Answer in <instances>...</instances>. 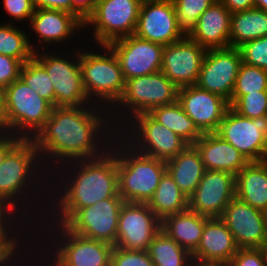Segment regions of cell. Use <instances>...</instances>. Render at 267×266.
Returning a JSON list of instances; mask_svg holds the SVG:
<instances>
[{
    "instance_id": "cell-9",
    "label": "cell",
    "mask_w": 267,
    "mask_h": 266,
    "mask_svg": "<svg viewBox=\"0 0 267 266\" xmlns=\"http://www.w3.org/2000/svg\"><path fill=\"white\" fill-rule=\"evenodd\" d=\"M122 198H108L78 209L63 225L86 238L104 241L113 246L117 240Z\"/></svg>"
},
{
    "instance_id": "cell-15",
    "label": "cell",
    "mask_w": 267,
    "mask_h": 266,
    "mask_svg": "<svg viewBox=\"0 0 267 266\" xmlns=\"http://www.w3.org/2000/svg\"><path fill=\"white\" fill-rule=\"evenodd\" d=\"M116 55L124 80L159 72L164 46L139 38L135 34L107 44Z\"/></svg>"
},
{
    "instance_id": "cell-14",
    "label": "cell",
    "mask_w": 267,
    "mask_h": 266,
    "mask_svg": "<svg viewBox=\"0 0 267 266\" xmlns=\"http://www.w3.org/2000/svg\"><path fill=\"white\" fill-rule=\"evenodd\" d=\"M161 230V220L147 203L124 202L121 207L114 246L130 250H147Z\"/></svg>"
},
{
    "instance_id": "cell-55",
    "label": "cell",
    "mask_w": 267,
    "mask_h": 266,
    "mask_svg": "<svg viewBox=\"0 0 267 266\" xmlns=\"http://www.w3.org/2000/svg\"><path fill=\"white\" fill-rule=\"evenodd\" d=\"M264 40L266 41V47H267V35L265 36Z\"/></svg>"
},
{
    "instance_id": "cell-41",
    "label": "cell",
    "mask_w": 267,
    "mask_h": 266,
    "mask_svg": "<svg viewBox=\"0 0 267 266\" xmlns=\"http://www.w3.org/2000/svg\"><path fill=\"white\" fill-rule=\"evenodd\" d=\"M22 66L20 60L0 54V86L6 88L19 79Z\"/></svg>"
},
{
    "instance_id": "cell-22",
    "label": "cell",
    "mask_w": 267,
    "mask_h": 266,
    "mask_svg": "<svg viewBox=\"0 0 267 266\" xmlns=\"http://www.w3.org/2000/svg\"><path fill=\"white\" fill-rule=\"evenodd\" d=\"M238 249L224 221L221 218H209L200 243L191 254L193 265H227Z\"/></svg>"
},
{
    "instance_id": "cell-5",
    "label": "cell",
    "mask_w": 267,
    "mask_h": 266,
    "mask_svg": "<svg viewBox=\"0 0 267 266\" xmlns=\"http://www.w3.org/2000/svg\"><path fill=\"white\" fill-rule=\"evenodd\" d=\"M103 47V55L79 52L82 80L89 99L95 96L116 105L124 92L125 80L116 55L107 45Z\"/></svg>"
},
{
    "instance_id": "cell-35",
    "label": "cell",
    "mask_w": 267,
    "mask_h": 266,
    "mask_svg": "<svg viewBox=\"0 0 267 266\" xmlns=\"http://www.w3.org/2000/svg\"><path fill=\"white\" fill-rule=\"evenodd\" d=\"M216 0H173L176 24L185 37L194 31L200 15Z\"/></svg>"
},
{
    "instance_id": "cell-53",
    "label": "cell",
    "mask_w": 267,
    "mask_h": 266,
    "mask_svg": "<svg viewBox=\"0 0 267 266\" xmlns=\"http://www.w3.org/2000/svg\"><path fill=\"white\" fill-rule=\"evenodd\" d=\"M194 266H228V265H218V264H215V265H194Z\"/></svg>"
},
{
    "instance_id": "cell-1",
    "label": "cell",
    "mask_w": 267,
    "mask_h": 266,
    "mask_svg": "<svg viewBox=\"0 0 267 266\" xmlns=\"http://www.w3.org/2000/svg\"><path fill=\"white\" fill-rule=\"evenodd\" d=\"M105 121L106 118L103 120L85 106L53 107L50 117L31 140L39 155L45 152L44 156L50 160L60 158L66 165L67 161H73L71 165L75 166L76 160L94 159L104 154L98 146L102 142L101 133H106L101 131Z\"/></svg>"
},
{
    "instance_id": "cell-40",
    "label": "cell",
    "mask_w": 267,
    "mask_h": 266,
    "mask_svg": "<svg viewBox=\"0 0 267 266\" xmlns=\"http://www.w3.org/2000/svg\"><path fill=\"white\" fill-rule=\"evenodd\" d=\"M228 266H267L263 248H239Z\"/></svg>"
},
{
    "instance_id": "cell-19",
    "label": "cell",
    "mask_w": 267,
    "mask_h": 266,
    "mask_svg": "<svg viewBox=\"0 0 267 266\" xmlns=\"http://www.w3.org/2000/svg\"><path fill=\"white\" fill-rule=\"evenodd\" d=\"M239 248H263L267 241L265 211L235 197L220 217Z\"/></svg>"
},
{
    "instance_id": "cell-39",
    "label": "cell",
    "mask_w": 267,
    "mask_h": 266,
    "mask_svg": "<svg viewBox=\"0 0 267 266\" xmlns=\"http://www.w3.org/2000/svg\"><path fill=\"white\" fill-rule=\"evenodd\" d=\"M239 50L244 64L267 70V47L264 38L246 42Z\"/></svg>"
},
{
    "instance_id": "cell-28",
    "label": "cell",
    "mask_w": 267,
    "mask_h": 266,
    "mask_svg": "<svg viewBox=\"0 0 267 266\" xmlns=\"http://www.w3.org/2000/svg\"><path fill=\"white\" fill-rule=\"evenodd\" d=\"M166 166L168 173L188 198L196 190L205 172L201 155L194 145H188L166 161Z\"/></svg>"
},
{
    "instance_id": "cell-43",
    "label": "cell",
    "mask_w": 267,
    "mask_h": 266,
    "mask_svg": "<svg viewBox=\"0 0 267 266\" xmlns=\"http://www.w3.org/2000/svg\"><path fill=\"white\" fill-rule=\"evenodd\" d=\"M13 213H14L13 209H11L7 204H5L2 201H0V240H18V239H16V237L13 238V237L10 236L11 235V230H12L10 228H13V224L10 223L8 221V219L9 220L14 219ZM10 215H12V216L10 217ZM9 224L12 225V226H10ZM5 225H7V226H5ZM9 226H10V228H9Z\"/></svg>"
},
{
    "instance_id": "cell-20",
    "label": "cell",
    "mask_w": 267,
    "mask_h": 266,
    "mask_svg": "<svg viewBox=\"0 0 267 266\" xmlns=\"http://www.w3.org/2000/svg\"><path fill=\"white\" fill-rule=\"evenodd\" d=\"M178 102L202 133L217 132L229 102L196 85L179 88Z\"/></svg>"
},
{
    "instance_id": "cell-49",
    "label": "cell",
    "mask_w": 267,
    "mask_h": 266,
    "mask_svg": "<svg viewBox=\"0 0 267 266\" xmlns=\"http://www.w3.org/2000/svg\"><path fill=\"white\" fill-rule=\"evenodd\" d=\"M5 130V88L0 86V131Z\"/></svg>"
},
{
    "instance_id": "cell-45",
    "label": "cell",
    "mask_w": 267,
    "mask_h": 266,
    "mask_svg": "<svg viewBox=\"0 0 267 266\" xmlns=\"http://www.w3.org/2000/svg\"><path fill=\"white\" fill-rule=\"evenodd\" d=\"M17 244V240H0V266H9V263L13 264L11 261L15 260L14 258L17 259L13 256L19 248ZM11 257L14 258L11 259Z\"/></svg>"
},
{
    "instance_id": "cell-12",
    "label": "cell",
    "mask_w": 267,
    "mask_h": 266,
    "mask_svg": "<svg viewBox=\"0 0 267 266\" xmlns=\"http://www.w3.org/2000/svg\"><path fill=\"white\" fill-rule=\"evenodd\" d=\"M242 56L239 48L207 49L196 86L231 103Z\"/></svg>"
},
{
    "instance_id": "cell-44",
    "label": "cell",
    "mask_w": 267,
    "mask_h": 266,
    "mask_svg": "<svg viewBox=\"0 0 267 266\" xmlns=\"http://www.w3.org/2000/svg\"><path fill=\"white\" fill-rule=\"evenodd\" d=\"M96 0H72V14L76 15L83 23L93 13Z\"/></svg>"
},
{
    "instance_id": "cell-34",
    "label": "cell",
    "mask_w": 267,
    "mask_h": 266,
    "mask_svg": "<svg viewBox=\"0 0 267 266\" xmlns=\"http://www.w3.org/2000/svg\"><path fill=\"white\" fill-rule=\"evenodd\" d=\"M19 78L55 107L53 84L45 68L34 57L23 64Z\"/></svg>"
},
{
    "instance_id": "cell-24",
    "label": "cell",
    "mask_w": 267,
    "mask_h": 266,
    "mask_svg": "<svg viewBox=\"0 0 267 266\" xmlns=\"http://www.w3.org/2000/svg\"><path fill=\"white\" fill-rule=\"evenodd\" d=\"M232 13L216 0L197 20L189 36L206 49L228 48Z\"/></svg>"
},
{
    "instance_id": "cell-2",
    "label": "cell",
    "mask_w": 267,
    "mask_h": 266,
    "mask_svg": "<svg viewBox=\"0 0 267 266\" xmlns=\"http://www.w3.org/2000/svg\"><path fill=\"white\" fill-rule=\"evenodd\" d=\"M111 148L107 150L112 153L104 149L102 156L77 161L80 166L74 169L78 170H74L75 175L72 179L69 178L71 181H67L69 185L64 184L69 187H64L66 191L60 193V199L57 197L55 205L60 209L59 214H55L59 217L55 223L59 219L60 224H64L78 209L89 207L103 199L122 198L118 193L117 158L115 149Z\"/></svg>"
},
{
    "instance_id": "cell-7",
    "label": "cell",
    "mask_w": 267,
    "mask_h": 266,
    "mask_svg": "<svg viewBox=\"0 0 267 266\" xmlns=\"http://www.w3.org/2000/svg\"><path fill=\"white\" fill-rule=\"evenodd\" d=\"M140 7V0H104L96 5L84 26L94 25V37L102 47L135 33Z\"/></svg>"
},
{
    "instance_id": "cell-47",
    "label": "cell",
    "mask_w": 267,
    "mask_h": 266,
    "mask_svg": "<svg viewBox=\"0 0 267 266\" xmlns=\"http://www.w3.org/2000/svg\"><path fill=\"white\" fill-rule=\"evenodd\" d=\"M5 134V135H4ZM22 140L20 137L0 131V164L6 155Z\"/></svg>"
},
{
    "instance_id": "cell-16",
    "label": "cell",
    "mask_w": 267,
    "mask_h": 266,
    "mask_svg": "<svg viewBox=\"0 0 267 266\" xmlns=\"http://www.w3.org/2000/svg\"><path fill=\"white\" fill-rule=\"evenodd\" d=\"M207 49L190 37L164 46L160 71L178 88L195 85Z\"/></svg>"
},
{
    "instance_id": "cell-50",
    "label": "cell",
    "mask_w": 267,
    "mask_h": 266,
    "mask_svg": "<svg viewBox=\"0 0 267 266\" xmlns=\"http://www.w3.org/2000/svg\"><path fill=\"white\" fill-rule=\"evenodd\" d=\"M254 7L267 12V0H253Z\"/></svg>"
},
{
    "instance_id": "cell-27",
    "label": "cell",
    "mask_w": 267,
    "mask_h": 266,
    "mask_svg": "<svg viewBox=\"0 0 267 266\" xmlns=\"http://www.w3.org/2000/svg\"><path fill=\"white\" fill-rule=\"evenodd\" d=\"M235 197L254 208L267 209V160L249 162L235 175Z\"/></svg>"
},
{
    "instance_id": "cell-48",
    "label": "cell",
    "mask_w": 267,
    "mask_h": 266,
    "mask_svg": "<svg viewBox=\"0 0 267 266\" xmlns=\"http://www.w3.org/2000/svg\"><path fill=\"white\" fill-rule=\"evenodd\" d=\"M224 6L233 14L254 7L253 0H220Z\"/></svg>"
},
{
    "instance_id": "cell-38",
    "label": "cell",
    "mask_w": 267,
    "mask_h": 266,
    "mask_svg": "<svg viewBox=\"0 0 267 266\" xmlns=\"http://www.w3.org/2000/svg\"><path fill=\"white\" fill-rule=\"evenodd\" d=\"M110 266H154L147 250H130L114 246Z\"/></svg>"
},
{
    "instance_id": "cell-25",
    "label": "cell",
    "mask_w": 267,
    "mask_h": 266,
    "mask_svg": "<svg viewBox=\"0 0 267 266\" xmlns=\"http://www.w3.org/2000/svg\"><path fill=\"white\" fill-rule=\"evenodd\" d=\"M30 25L44 43L65 41L72 37L76 28H84V23L74 14L63 10L35 9Z\"/></svg>"
},
{
    "instance_id": "cell-11",
    "label": "cell",
    "mask_w": 267,
    "mask_h": 266,
    "mask_svg": "<svg viewBox=\"0 0 267 266\" xmlns=\"http://www.w3.org/2000/svg\"><path fill=\"white\" fill-rule=\"evenodd\" d=\"M33 57L45 68L53 84L55 92V107H78L86 106L89 101L85 91L81 67L79 62V52L76 62L67 60L65 57L48 55V53L37 54Z\"/></svg>"
},
{
    "instance_id": "cell-52",
    "label": "cell",
    "mask_w": 267,
    "mask_h": 266,
    "mask_svg": "<svg viewBox=\"0 0 267 266\" xmlns=\"http://www.w3.org/2000/svg\"><path fill=\"white\" fill-rule=\"evenodd\" d=\"M263 249H264V252H265V255H266V259H267V241H266V244L264 245Z\"/></svg>"
},
{
    "instance_id": "cell-26",
    "label": "cell",
    "mask_w": 267,
    "mask_h": 266,
    "mask_svg": "<svg viewBox=\"0 0 267 266\" xmlns=\"http://www.w3.org/2000/svg\"><path fill=\"white\" fill-rule=\"evenodd\" d=\"M208 217L186 209L161 220V230L192 254L198 247Z\"/></svg>"
},
{
    "instance_id": "cell-30",
    "label": "cell",
    "mask_w": 267,
    "mask_h": 266,
    "mask_svg": "<svg viewBox=\"0 0 267 266\" xmlns=\"http://www.w3.org/2000/svg\"><path fill=\"white\" fill-rule=\"evenodd\" d=\"M148 114L160 124L174 131L189 145H193L203 135L178 101L155 107Z\"/></svg>"
},
{
    "instance_id": "cell-23",
    "label": "cell",
    "mask_w": 267,
    "mask_h": 266,
    "mask_svg": "<svg viewBox=\"0 0 267 266\" xmlns=\"http://www.w3.org/2000/svg\"><path fill=\"white\" fill-rule=\"evenodd\" d=\"M199 151L205 170L225 171L233 175L249 161L216 132L203 133L193 144Z\"/></svg>"
},
{
    "instance_id": "cell-36",
    "label": "cell",
    "mask_w": 267,
    "mask_h": 266,
    "mask_svg": "<svg viewBox=\"0 0 267 266\" xmlns=\"http://www.w3.org/2000/svg\"><path fill=\"white\" fill-rule=\"evenodd\" d=\"M267 91V70L241 63L232 95Z\"/></svg>"
},
{
    "instance_id": "cell-17",
    "label": "cell",
    "mask_w": 267,
    "mask_h": 266,
    "mask_svg": "<svg viewBox=\"0 0 267 266\" xmlns=\"http://www.w3.org/2000/svg\"><path fill=\"white\" fill-rule=\"evenodd\" d=\"M235 198V175L205 170L196 190L188 198V208L201 216L220 218Z\"/></svg>"
},
{
    "instance_id": "cell-54",
    "label": "cell",
    "mask_w": 267,
    "mask_h": 266,
    "mask_svg": "<svg viewBox=\"0 0 267 266\" xmlns=\"http://www.w3.org/2000/svg\"><path fill=\"white\" fill-rule=\"evenodd\" d=\"M104 0H96V5Z\"/></svg>"
},
{
    "instance_id": "cell-4",
    "label": "cell",
    "mask_w": 267,
    "mask_h": 266,
    "mask_svg": "<svg viewBox=\"0 0 267 266\" xmlns=\"http://www.w3.org/2000/svg\"><path fill=\"white\" fill-rule=\"evenodd\" d=\"M52 109L53 106L48 101L19 78L5 88L4 132L22 139H31L44 126Z\"/></svg>"
},
{
    "instance_id": "cell-10",
    "label": "cell",
    "mask_w": 267,
    "mask_h": 266,
    "mask_svg": "<svg viewBox=\"0 0 267 266\" xmlns=\"http://www.w3.org/2000/svg\"><path fill=\"white\" fill-rule=\"evenodd\" d=\"M179 88L161 71L125 80V88L116 104L128 106L134 117L151 109L178 101ZM130 107V108H129Z\"/></svg>"
},
{
    "instance_id": "cell-42",
    "label": "cell",
    "mask_w": 267,
    "mask_h": 266,
    "mask_svg": "<svg viewBox=\"0 0 267 266\" xmlns=\"http://www.w3.org/2000/svg\"><path fill=\"white\" fill-rule=\"evenodd\" d=\"M5 10L18 21L29 19L35 12L33 0H4Z\"/></svg>"
},
{
    "instance_id": "cell-3",
    "label": "cell",
    "mask_w": 267,
    "mask_h": 266,
    "mask_svg": "<svg viewBox=\"0 0 267 266\" xmlns=\"http://www.w3.org/2000/svg\"><path fill=\"white\" fill-rule=\"evenodd\" d=\"M124 145L127 146H118L115 148L117 152H114L117 158L118 193L125 202L148 203L167 171L166 161L139 153L131 144L128 147L129 143Z\"/></svg>"
},
{
    "instance_id": "cell-51",
    "label": "cell",
    "mask_w": 267,
    "mask_h": 266,
    "mask_svg": "<svg viewBox=\"0 0 267 266\" xmlns=\"http://www.w3.org/2000/svg\"><path fill=\"white\" fill-rule=\"evenodd\" d=\"M173 0H140L141 4H148V3H165L171 2Z\"/></svg>"
},
{
    "instance_id": "cell-31",
    "label": "cell",
    "mask_w": 267,
    "mask_h": 266,
    "mask_svg": "<svg viewBox=\"0 0 267 266\" xmlns=\"http://www.w3.org/2000/svg\"><path fill=\"white\" fill-rule=\"evenodd\" d=\"M147 204L155 215L162 220L168 215L188 209V197L166 171Z\"/></svg>"
},
{
    "instance_id": "cell-32",
    "label": "cell",
    "mask_w": 267,
    "mask_h": 266,
    "mask_svg": "<svg viewBox=\"0 0 267 266\" xmlns=\"http://www.w3.org/2000/svg\"><path fill=\"white\" fill-rule=\"evenodd\" d=\"M147 252L154 266H194L191 254L162 230L152 239Z\"/></svg>"
},
{
    "instance_id": "cell-33",
    "label": "cell",
    "mask_w": 267,
    "mask_h": 266,
    "mask_svg": "<svg viewBox=\"0 0 267 266\" xmlns=\"http://www.w3.org/2000/svg\"><path fill=\"white\" fill-rule=\"evenodd\" d=\"M27 35L11 23L0 25V54L20 60H30L37 50L28 41Z\"/></svg>"
},
{
    "instance_id": "cell-37",
    "label": "cell",
    "mask_w": 267,
    "mask_h": 266,
    "mask_svg": "<svg viewBox=\"0 0 267 266\" xmlns=\"http://www.w3.org/2000/svg\"><path fill=\"white\" fill-rule=\"evenodd\" d=\"M230 107L246 118L267 116V91L248 93L246 95H231Z\"/></svg>"
},
{
    "instance_id": "cell-13",
    "label": "cell",
    "mask_w": 267,
    "mask_h": 266,
    "mask_svg": "<svg viewBox=\"0 0 267 266\" xmlns=\"http://www.w3.org/2000/svg\"><path fill=\"white\" fill-rule=\"evenodd\" d=\"M134 119L135 122L132 125H136L132 126L131 129L136 134L135 137H129L131 141H136H133L134 144L129 138L125 141L128 143L129 140V143L133 145L132 148L139 153L168 161L189 145L174 131L154 120L148 113L137 114Z\"/></svg>"
},
{
    "instance_id": "cell-46",
    "label": "cell",
    "mask_w": 267,
    "mask_h": 266,
    "mask_svg": "<svg viewBox=\"0 0 267 266\" xmlns=\"http://www.w3.org/2000/svg\"><path fill=\"white\" fill-rule=\"evenodd\" d=\"M36 9L63 10L72 13V0H33Z\"/></svg>"
},
{
    "instance_id": "cell-6",
    "label": "cell",
    "mask_w": 267,
    "mask_h": 266,
    "mask_svg": "<svg viewBox=\"0 0 267 266\" xmlns=\"http://www.w3.org/2000/svg\"><path fill=\"white\" fill-rule=\"evenodd\" d=\"M39 157L34 142L31 139H22L0 164V201L7 204L14 212L17 209L15 204L21 202L18 196H22L23 191L30 189L28 187L30 183L33 185L34 180L40 177L39 174H36L38 178L32 174L38 172L37 169L35 171V168H38V161L44 159V156Z\"/></svg>"
},
{
    "instance_id": "cell-8",
    "label": "cell",
    "mask_w": 267,
    "mask_h": 266,
    "mask_svg": "<svg viewBox=\"0 0 267 266\" xmlns=\"http://www.w3.org/2000/svg\"><path fill=\"white\" fill-rule=\"evenodd\" d=\"M216 133L249 162L267 160V116L246 118L230 107Z\"/></svg>"
},
{
    "instance_id": "cell-21",
    "label": "cell",
    "mask_w": 267,
    "mask_h": 266,
    "mask_svg": "<svg viewBox=\"0 0 267 266\" xmlns=\"http://www.w3.org/2000/svg\"><path fill=\"white\" fill-rule=\"evenodd\" d=\"M134 34L162 46L182 39L184 36L176 24L173 1L141 4Z\"/></svg>"
},
{
    "instance_id": "cell-29",
    "label": "cell",
    "mask_w": 267,
    "mask_h": 266,
    "mask_svg": "<svg viewBox=\"0 0 267 266\" xmlns=\"http://www.w3.org/2000/svg\"><path fill=\"white\" fill-rule=\"evenodd\" d=\"M267 35V12L253 7L231 15L230 47L239 48L244 43L265 38Z\"/></svg>"
},
{
    "instance_id": "cell-18",
    "label": "cell",
    "mask_w": 267,
    "mask_h": 266,
    "mask_svg": "<svg viewBox=\"0 0 267 266\" xmlns=\"http://www.w3.org/2000/svg\"><path fill=\"white\" fill-rule=\"evenodd\" d=\"M61 241L55 249L56 266H110L113 245L104 241L94 240L69 231L59 223ZM66 241V242H65ZM62 242V245H61ZM62 246V247H61Z\"/></svg>"
}]
</instances>
